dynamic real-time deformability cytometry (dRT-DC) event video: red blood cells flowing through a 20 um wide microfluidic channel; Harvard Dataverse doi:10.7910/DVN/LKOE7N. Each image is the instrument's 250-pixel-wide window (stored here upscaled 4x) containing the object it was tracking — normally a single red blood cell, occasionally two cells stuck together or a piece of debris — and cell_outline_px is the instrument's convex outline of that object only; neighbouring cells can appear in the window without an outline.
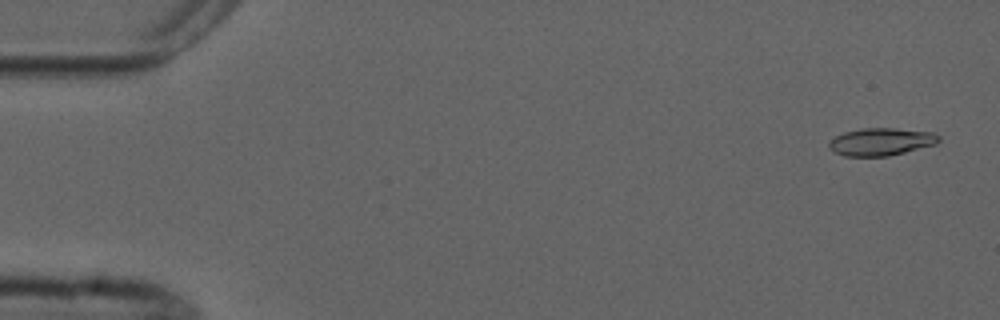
{"species": "common noctule bat (a hibernating species)", "species_latin": "Nyctalus noctula", "temperature_condition": "cold", "stored_images_in_passage": 6, "segment_of_instrument_passage": [1, 2], "camera_frame_rate_fps": 3000, "um_per_image_px": 0.085, "animal": {"sex": "male", "forearm_length_mm": 52.5}, "frame": {"image": 1, "passage_image": 1, "time_ms": 0.0, "image_size_px": [1000, 320], "cell_outline_px": [[940, 140], [936, 144], [888, 156], [844, 156], [828, 148], [828, 140], [844, 132], [864, 128], [892, 128], [932, 132], [940, 136]], "centroid_in_image_um": [74.87, 12.05], "position_along_channel_um": 10.1, "area_um2": 17.57}}
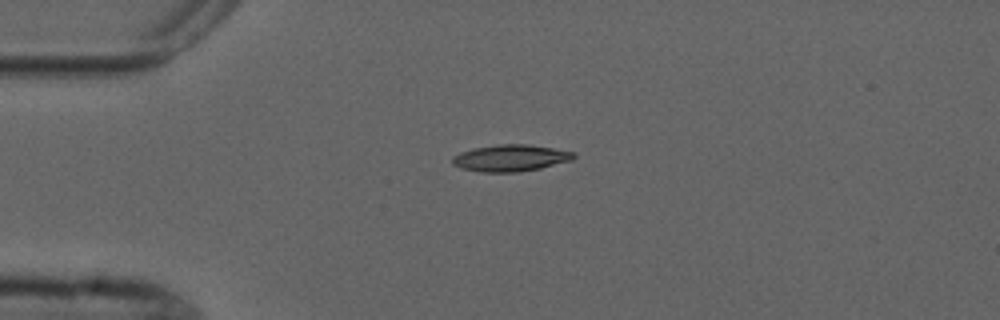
{"frame": {"image": 2, "passage_image": 4, "time_ms": 3.667, "image_size_px": [1000, 320], "cell_outline_px": [[576, 156], [572, 160], [540, 168], [520, 172], [480, 172], [460, 168], [452, 164], [452, 156], [460, 152], [472, 148], [500, 144], [528, 144], [576, 152]], "centroid_in_image_um": [43.38, 13.43], "position_along_channel_um": 41.6, "area_um2": 19.02}}